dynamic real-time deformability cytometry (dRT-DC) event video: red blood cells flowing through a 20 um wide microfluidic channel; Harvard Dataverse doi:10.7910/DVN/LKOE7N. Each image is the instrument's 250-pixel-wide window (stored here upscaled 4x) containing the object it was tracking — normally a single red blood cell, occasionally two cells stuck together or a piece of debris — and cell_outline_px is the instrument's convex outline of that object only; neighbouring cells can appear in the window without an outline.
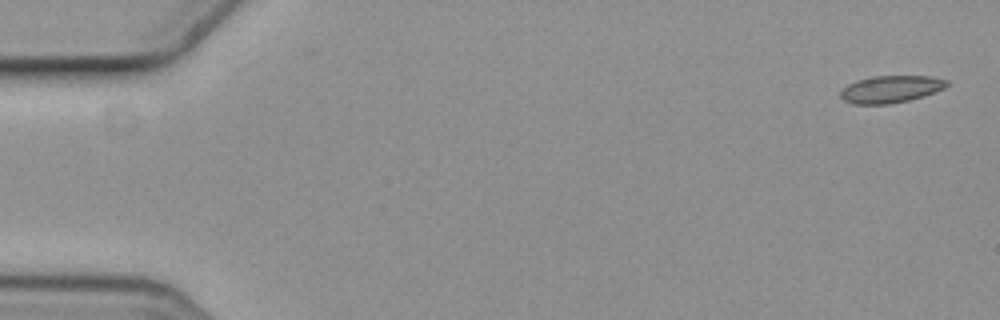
{"species": "common noctule bat (a hibernating species)", "species_latin": "Nyctalus noctula", "temperature_condition": "cold", "stored_images_in_passage": 5, "camera_frame_rate_fps": 3000, "um_per_image_px": 0.085, "animal": {"sex": "female", "body_mass_g": 19.3, "forearm_length_mm": 54.1}, "frame": {"image": 1, "passage_image": 1, "time_ms": 0.0, "image_size_px": [1000, 320], "cell_outline_px": [[948, 84], [944, 88], [924, 96], [908, 100], [888, 104], [852, 104], [844, 100], [840, 96], [840, 92], [848, 84], [856, 80], [872, 76], [932, 76], [948, 80]], "centroid_in_image_um": [75.71, 7.57], "position_along_channel_um": 9.3, "area_um2": 16.82}}
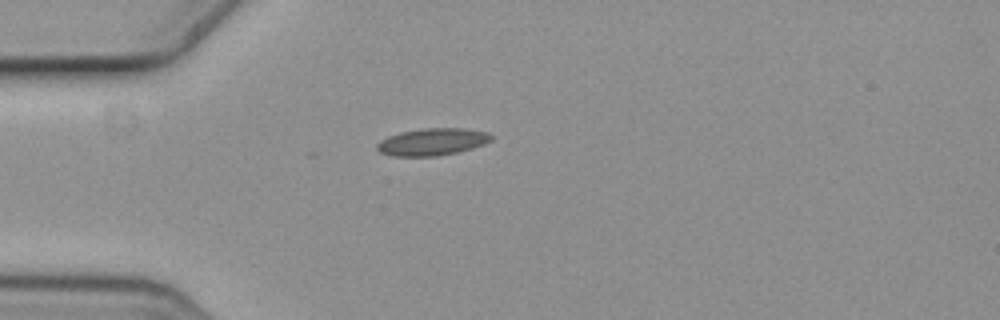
{"frame": {"image": 2, "passage_image": 5, "time_ms": 1.333, "image_size_px": [1000, 320], "cell_outline_px": [[492, 140], [484, 144], [472, 148], [440, 156], [392, 156], [380, 152], [376, 148], [376, 144], [380, 140], [388, 136], [400, 132], [424, 128], [464, 128], [488, 132], [492, 136]], "centroid_in_image_um": [36.74, 12.05], "position_along_channel_um": 48.3, "area_um2": 18.15}}